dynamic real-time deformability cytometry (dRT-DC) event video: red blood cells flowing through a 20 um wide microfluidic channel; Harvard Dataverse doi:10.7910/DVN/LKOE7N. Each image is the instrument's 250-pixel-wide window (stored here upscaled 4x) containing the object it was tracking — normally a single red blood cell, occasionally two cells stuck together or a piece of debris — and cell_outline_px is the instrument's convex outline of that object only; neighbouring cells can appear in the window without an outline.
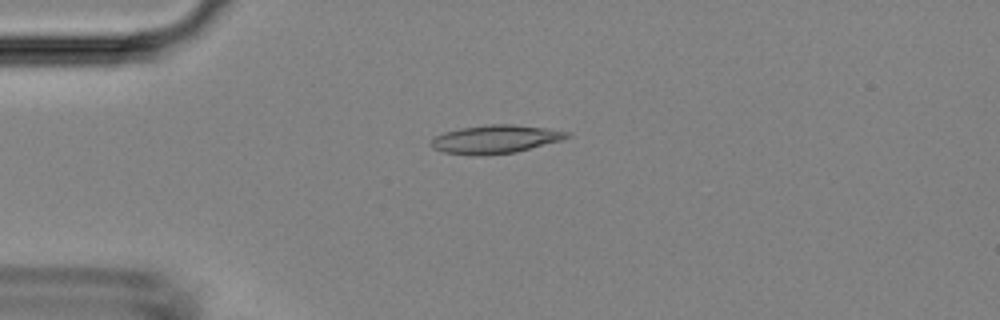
{"species": "Egyptian fruit bat (a non-hibernating species)", "species_latin": "Rousettus aegyptiacus", "temperature_condition": "room temperature", "stored_images_in_passage": 6, "camera_frame_rate_fps": 3000, "um_per_image_px": 0.085, "animal": {"sex": "female"}, "frame": {"image": 1, "passage_image": 4, "time_ms": 3.333, "image_size_px": [1000, 320], "cell_outline_px": [[572, 136], [564, 140], [516, 152], [480, 156], [472, 156], [444, 152], [432, 148], [428, 144], [436, 136], [444, 132], [460, 128], [488, 124], [512, 124], [548, 128], [572, 132]], "centroid_in_image_um": [42.15, 11.84], "position_along_channel_um": 42.9, "area_um2": 22.89}}